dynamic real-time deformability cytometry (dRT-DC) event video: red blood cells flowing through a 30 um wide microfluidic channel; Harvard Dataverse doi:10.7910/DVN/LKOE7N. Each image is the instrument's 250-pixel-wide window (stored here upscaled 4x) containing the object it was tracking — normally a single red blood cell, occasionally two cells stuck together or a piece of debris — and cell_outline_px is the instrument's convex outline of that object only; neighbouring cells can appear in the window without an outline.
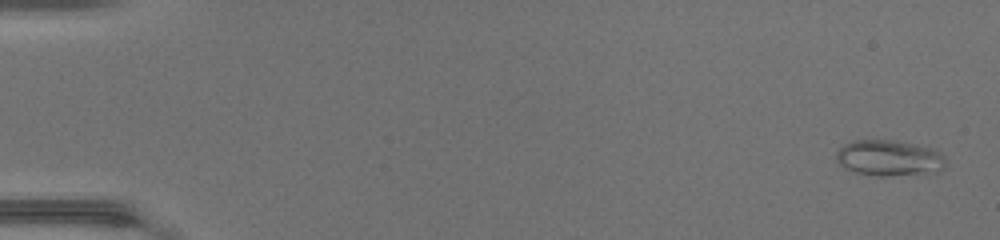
{"species": "common noctule bat (a hibernating species)", "species_latin": "Nyctalus noctula", "temperature_condition": "warm", "stored_images_in_passage": 48, "camera_frame_rate_fps": 3000, "um_per_image_px": 0.085, "animal": {"sex": "female", "body_mass_g": 17.0, "forearm_length_mm": 48.0}, "frame": {"image": 1, "passage_image": 2, "time_ms": 0.333, "image_size_px": [1000, 240], "cell_outline_px": [[948, 164], [944, 168], [936, 172], [888, 176], [876, 176], [852, 172], [844, 168], [836, 160], [836, 152], [844, 144], [852, 140], [892, 140], [916, 144], [932, 148], [940, 152], [944, 156]], "centroid_in_image_um": [75.58, 13.43], "position_along_channel_um": 9.4, "area_um2": 23.24}}
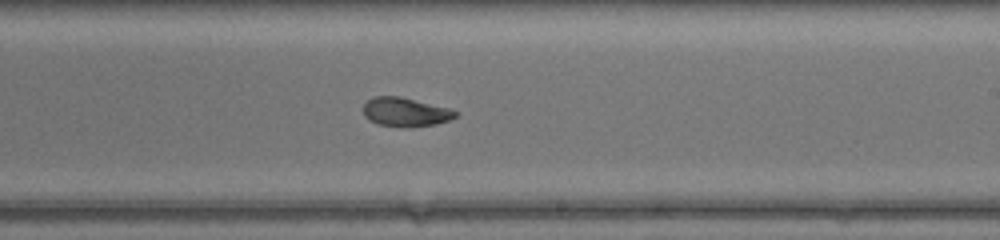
{"frame": {"image": 2, "passage_image": 30, "time_ms": 9.667, "image_size_px": [1000, 240], "cell_outline_px": [[460, 112], [456, 116], [448, 120], [436, 124], [412, 128], [404, 128], [376, 124], [368, 120], [364, 116], [364, 104], [372, 96], [400, 96], [448, 108]], "centroid_in_image_um": [34.44, 9.54], "position_along_channel_um": 254.6, "area_um2": 15.78}}
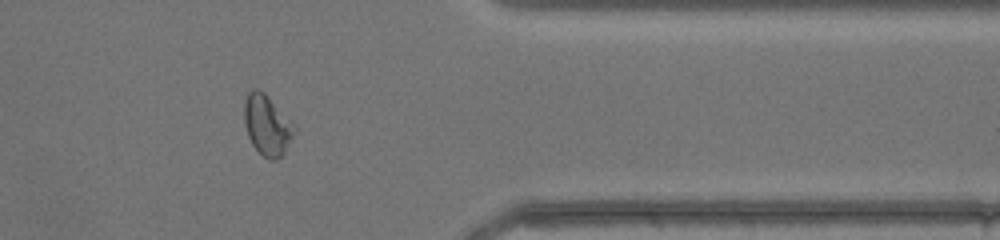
{"frame": {"image": 3, "passage_image": 40, "time_ms": 13.0, "image_size_px": [1000, 240], "cell_outline_px": [[296, 128], [284, 152], [276, 160], [268, 160], [252, 144], [248, 136], [244, 124], [244, 100], [248, 92], [252, 88], [256, 88], [264, 92]], "centroid_in_image_um": [22.65, 10.62], "position_along_channel_um": 388.7, "area_um2": 17.22}, "authors_computed_cell_mechanics": {"area_um2": 17.5134, "velocity_mm_per_s": 4.4282, "shape_relaxation_time_tau1_ms": 8.7097, "shape_relaxation_time_tau2_ms": 1.805, "deformation_change_tau1": 0.264, "deformation_change_tau2": 0.08}}